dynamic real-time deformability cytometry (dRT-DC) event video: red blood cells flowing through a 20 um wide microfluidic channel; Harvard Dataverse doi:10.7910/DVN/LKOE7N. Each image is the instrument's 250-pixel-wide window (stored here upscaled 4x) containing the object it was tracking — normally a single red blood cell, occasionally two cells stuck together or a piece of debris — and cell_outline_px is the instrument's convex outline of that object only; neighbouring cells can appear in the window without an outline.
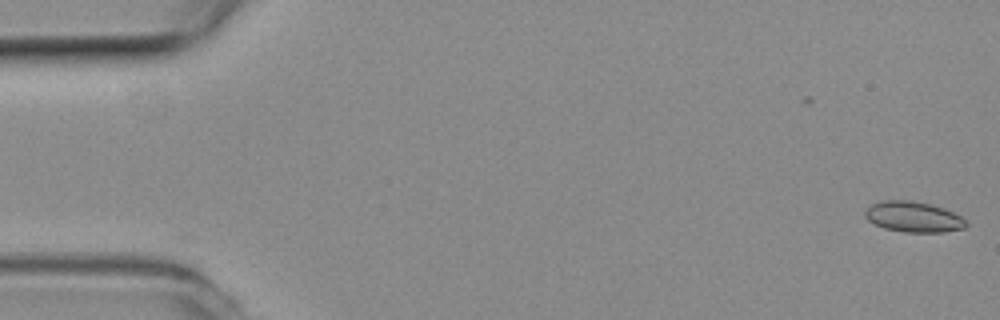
{"species": "common noctule bat (a hibernating species)", "species_latin": "Nyctalus noctula", "temperature_condition": "room temperature", "stored_images_in_passage": 19, "camera_frame_rate_fps": 3000, "um_per_image_px": 0.085, "animal": {"sex": "female", "body_mass_g": 19.3, "forearm_length_mm": 54.1}, "frame": {"image": 1, "passage_image": 1, "time_ms": 0.0, "image_size_px": [1000, 320], "cell_outline_px": [[968, 224], [964, 228], [944, 232], [904, 232], [884, 228], [868, 220], [864, 216], [864, 212], [872, 204], [880, 200], [912, 200], [932, 204], [944, 208], [960, 216]], "centroid_in_image_um": [77.63, 18.42], "position_along_channel_um": 7.4, "area_um2": 18.03}}
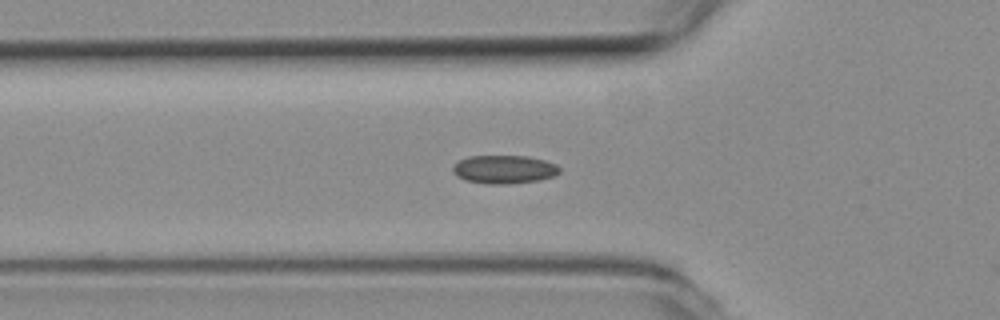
{"frame": {"image": 2, "passage_image": 18, "time_ms": 5.667, "image_size_px": [1000, 320], "cell_outline_px": [[560, 172], [552, 176], [540, 180], [508, 184], [488, 184], [464, 180], [456, 176], [452, 172], [452, 168], [460, 160], [468, 156], [528, 156], [544, 160], [556, 164], [560, 168]], "centroid_in_image_um": [42.84, 14.4], "position_along_channel_um": 83.0, "area_um2": 17.69}}